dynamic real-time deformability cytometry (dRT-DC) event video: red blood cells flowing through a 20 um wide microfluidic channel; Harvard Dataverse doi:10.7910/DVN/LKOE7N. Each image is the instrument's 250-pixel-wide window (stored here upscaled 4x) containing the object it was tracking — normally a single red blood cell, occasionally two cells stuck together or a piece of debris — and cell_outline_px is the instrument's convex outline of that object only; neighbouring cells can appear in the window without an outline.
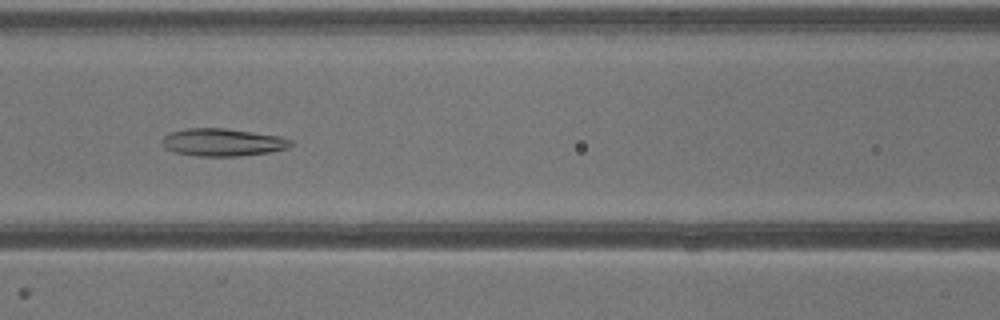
{"species": "common noctule bat (a hibernating species)", "species_latin": "Nyctalus noctula", "temperature_condition": "warm", "stored_images_in_passage": 30, "camera_frame_rate_fps": 3000, "um_per_image_px": 0.085, "animal": {"sex": "male", "body_mass_g": 13.3}, "frame": {"image": 1, "passage_image": 8, "time_ms": 2.333, "image_size_px": [1000, 320], "cell_outline_px": [[292, 144], [288, 148], [268, 152], [236, 156], [196, 156], [176, 152], [164, 148], [160, 140], [164, 136], [172, 132], [188, 128], [224, 128], [280, 136], [292, 140]], "centroid_in_image_um": [18.9, 12.09], "position_along_channel_um": 147.7, "area_um2": 20.58}}
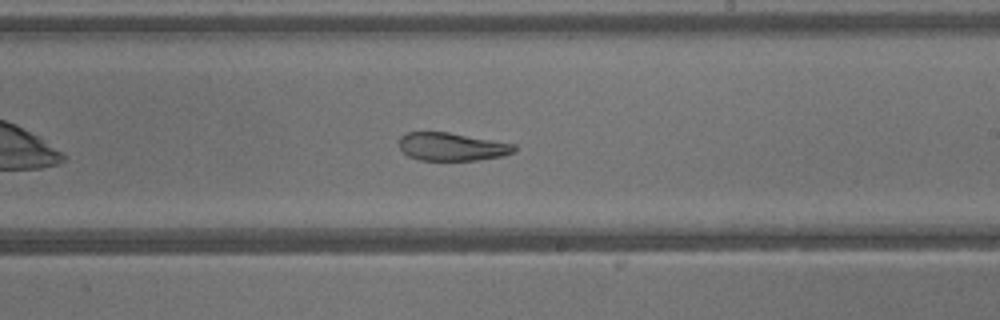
{"frame": {"image": 2, "passage_image": 14, "time_ms": 4.333, "image_size_px": [1000, 320], "cell_outline_px": [[516, 152], [504, 156], [480, 160], [420, 160], [408, 156], [400, 148], [400, 136], [408, 132], [448, 132], [516, 144]], "centroid_in_image_um": [38.46, 12.47], "position_along_channel_um": 250.5, "area_um2": 18.9}}
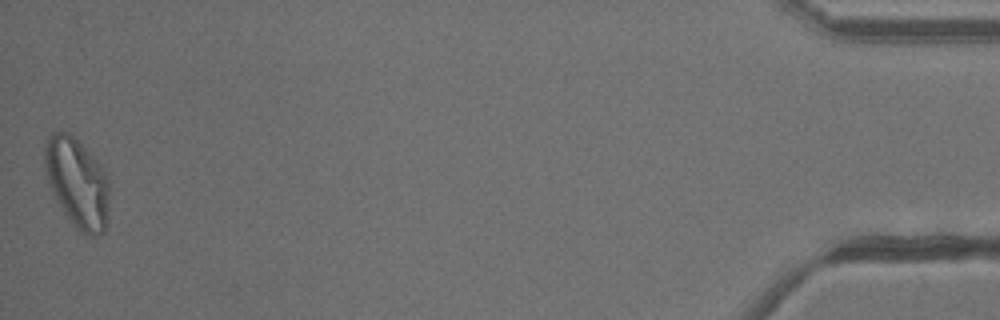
{"frame": {"image": 3, "passage_image": 30, "time_ms": 9.667, "image_size_px": [1000, 320], "cell_outline_px": [[108, 200], [104, 232], [96, 236], [84, 236], [72, 224], [64, 212], [52, 192], [48, 180], [44, 164], [44, 148], [48, 136], [52, 132], [68, 132], [96, 160], [104, 172], [108, 180]], "centroid_in_image_um": [6.54, 15.56], "position_along_channel_um": 428.7, "area_um2": 33.18}}